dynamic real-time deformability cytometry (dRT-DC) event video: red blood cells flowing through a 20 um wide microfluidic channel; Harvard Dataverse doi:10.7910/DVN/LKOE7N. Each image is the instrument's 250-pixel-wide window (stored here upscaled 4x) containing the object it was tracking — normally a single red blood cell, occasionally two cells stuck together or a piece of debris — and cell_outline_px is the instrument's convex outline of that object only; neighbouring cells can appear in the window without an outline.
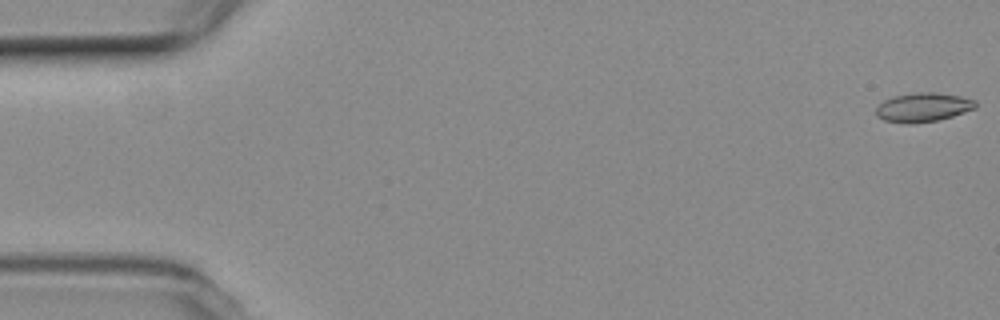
{"species": "common noctule bat (a hibernating species)", "species_latin": "Nyctalus noctula", "temperature_condition": "room temperature", "stored_images_in_passage": 49, "camera_frame_rate_fps": 3000, "um_per_image_px": 0.085, "animal": {"sex": "female", "body_mass_g": 19.3, "forearm_length_mm": 54.1}, "frame": {"image": 1, "passage_image": 1, "time_ms": 0.0, "image_size_px": [1000, 320], "cell_outline_px": [[976, 108], [952, 116], [936, 120], [884, 120], [876, 116], [876, 108], [884, 100], [892, 96], [916, 92], [936, 92], [960, 96], [976, 100]], "centroid_in_image_um": [78.5, 9.05], "position_along_channel_um": 6.5, "area_um2": 16.07}}
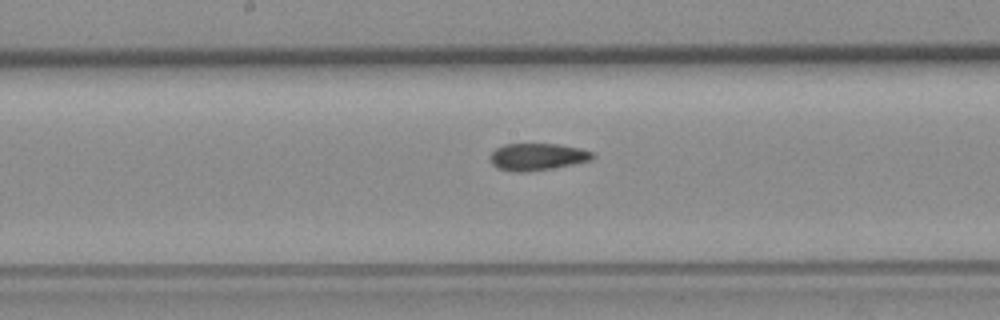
{"frame": {"image": 2, "passage_image": 28, "time_ms": 9.0, "image_size_px": [1000, 320], "cell_outline_px": [[596, 156], [592, 160], [572, 164], [528, 172], [516, 172], [496, 168], [488, 160], [488, 156], [496, 148], [504, 144], [556, 144], [580, 148], [592, 152]], "centroid_in_image_um": [45.63, 13.33], "position_along_channel_um": 202.6, "area_um2": 16.24}}
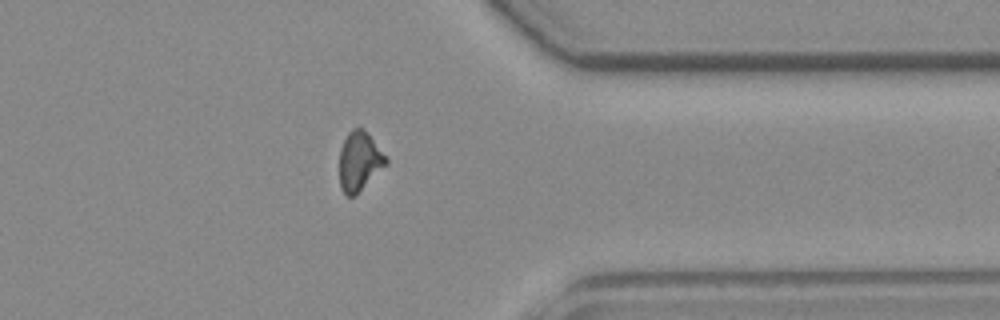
{"frame": {"image": 3, "passage_image": 43, "time_ms": 14.0, "image_size_px": [1000, 320], "cell_outline_px": [[388, 164], [356, 196], [348, 196], [340, 188], [340, 148], [348, 132], [352, 128], [364, 128], [388, 160]], "centroid_in_image_um": [30.55, 13.73], "position_along_channel_um": 380.8, "area_um2": 16.13}, "authors_computed_cell_mechanics": {"area_um2": 16.2996, "velocity_mm_per_s": 3.8006, "shape_relaxation_time_tau1_ms": null, "shape_relaxation_time_tau2_ms": 3.7769, "deformation_change_tau1": null, "deformation_change_tau2": 0.1013}}